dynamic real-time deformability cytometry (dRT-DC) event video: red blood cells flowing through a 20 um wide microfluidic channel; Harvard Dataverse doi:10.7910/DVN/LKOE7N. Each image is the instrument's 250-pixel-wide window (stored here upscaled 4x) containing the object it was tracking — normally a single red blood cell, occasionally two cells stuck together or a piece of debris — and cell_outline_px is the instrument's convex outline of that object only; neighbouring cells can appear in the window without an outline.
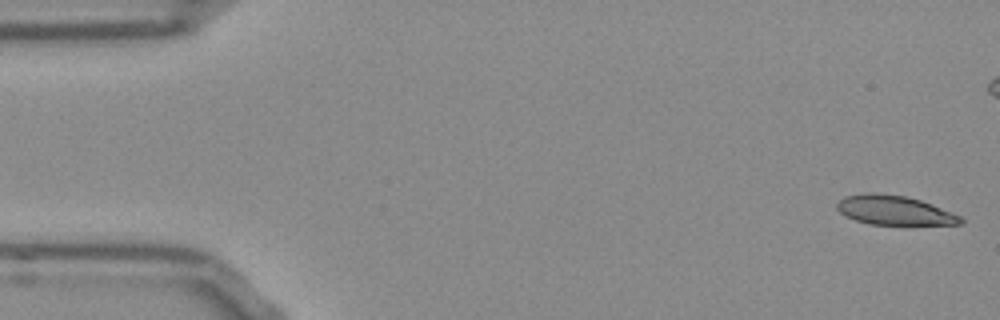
{"species": "Egyptian fruit bat (a non-hibernating species)", "species_latin": "Rousettus aegyptiacus", "temperature_condition": "room temperature", "stored_images_in_passage": 11, "camera_frame_rate_fps": 3000, "um_per_image_px": 0.085, "frame": {"image": 1, "passage_image": 1, "time_ms": 0.0, "image_size_px": [1000, 320], "cell_outline_px": [[964, 224], [868, 224], [844, 216], [836, 208], [836, 204], [844, 196], [864, 192], [876, 192], [904, 196], [920, 200], [932, 204], [952, 212], [960, 216], [964, 220]], "centroid_in_image_um": [75.98, 17.86], "position_along_channel_um": 9.0, "area_um2": 21.15}}